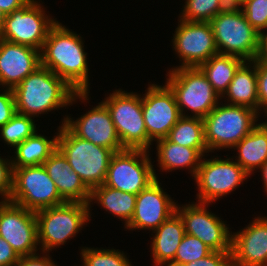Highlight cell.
<instances>
[{
  "instance_id": "cell-30",
  "label": "cell",
  "mask_w": 267,
  "mask_h": 266,
  "mask_svg": "<svg viewBox=\"0 0 267 266\" xmlns=\"http://www.w3.org/2000/svg\"><path fill=\"white\" fill-rule=\"evenodd\" d=\"M0 131L5 143L13 148L37 132L32 117L18 112L4 126L0 127Z\"/></svg>"
},
{
  "instance_id": "cell-22",
  "label": "cell",
  "mask_w": 267,
  "mask_h": 266,
  "mask_svg": "<svg viewBox=\"0 0 267 266\" xmlns=\"http://www.w3.org/2000/svg\"><path fill=\"white\" fill-rule=\"evenodd\" d=\"M151 252L153 263L163 266L172 263L184 235L185 229L181 217L175 212L169 219L164 221L153 231Z\"/></svg>"
},
{
  "instance_id": "cell-2",
  "label": "cell",
  "mask_w": 267,
  "mask_h": 266,
  "mask_svg": "<svg viewBox=\"0 0 267 266\" xmlns=\"http://www.w3.org/2000/svg\"><path fill=\"white\" fill-rule=\"evenodd\" d=\"M13 92L16 111L30 117L72 105L78 98L84 102L89 99V92H76L42 65L22 80Z\"/></svg>"
},
{
  "instance_id": "cell-40",
  "label": "cell",
  "mask_w": 267,
  "mask_h": 266,
  "mask_svg": "<svg viewBox=\"0 0 267 266\" xmlns=\"http://www.w3.org/2000/svg\"><path fill=\"white\" fill-rule=\"evenodd\" d=\"M33 254V255H26V256H20L18 263L15 266H57L55 263L51 260V258L46 254L42 257L39 255Z\"/></svg>"
},
{
  "instance_id": "cell-34",
  "label": "cell",
  "mask_w": 267,
  "mask_h": 266,
  "mask_svg": "<svg viewBox=\"0 0 267 266\" xmlns=\"http://www.w3.org/2000/svg\"><path fill=\"white\" fill-rule=\"evenodd\" d=\"M242 12L257 32L265 33L267 29V0H247L242 5Z\"/></svg>"
},
{
  "instance_id": "cell-32",
  "label": "cell",
  "mask_w": 267,
  "mask_h": 266,
  "mask_svg": "<svg viewBox=\"0 0 267 266\" xmlns=\"http://www.w3.org/2000/svg\"><path fill=\"white\" fill-rule=\"evenodd\" d=\"M212 251L199 238L185 233L172 263L187 265L208 256Z\"/></svg>"
},
{
  "instance_id": "cell-44",
  "label": "cell",
  "mask_w": 267,
  "mask_h": 266,
  "mask_svg": "<svg viewBox=\"0 0 267 266\" xmlns=\"http://www.w3.org/2000/svg\"><path fill=\"white\" fill-rule=\"evenodd\" d=\"M261 173H262V177H263V183H264V189L267 192V161L259 168Z\"/></svg>"
},
{
  "instance_id": "cell-10",
  "label": "cell",
  "mask_w": 267,
  "mask_h": 266,
  "mask_svg": "<svg viewBox=\"0 0 267 266\" xmlns=\"http://www.w3.org/2000/svg\"><path fill=\"white\" fill-rule=\"evenodd\" d=\"M9 201L33 212L65 203L43 165L13 169Z\"/></svg>"
},
{
  "instance_id": "cell-7",
  "label": "cell",
  "mask_w": 267,
  "mask_h": 266,
  "mask_svg": "<svg viewBox=\"0 0 267 266\" xmlns=\"http://www.w3.org/2000/svg\"><path fill=\"white\" fill-rule=\"evenodd\" d=\"M102 103L110 113L122 147L149 151L152 141L143 119L141 95L115 90Z\"/></svg>"
},
{
  "instance_id": "cell-46",
  "label": "cell",
  "mask_w": 267,
  "mask_h": 266,
  "mask_svg": "<svg viewBox=\"0 0 267 266\" xmlns=\"http://www.w3.org/2000/svg\"><path fill=\"white\" fill-rule=\"evenodd\" d=\"M166 266H186V265H180V264H174V263H168L165 264Z\"/></svg>"
},
{
  "instance_id": "cell-23",
  "label": "cell",
  "mask_w": 267,
  "mask_h": 266,
  "mask_svg": "<svg viewBox=\"0 0 267 266\" xmlns=\"http://www.w3.org/2000/svg\"><path fill=\"white\" fill-rule=\"evenodd\" d=\"M225 95L226 98L229 99H227L228 105L246 106L260 113L257 91L256 59L249 63L248 61H245L238 68L222 97L224 98Z\"/></svg>"
},
{
  "instance_id": "cell-18",
  "label": "cell",
  "mask_w": 267,
  "mask_h": 266,
  "mask_svg": "<svg viewBox=\"0 0 267 266\" xmlns=\"http://www.w3.org/2000/svg\"><path fill=\"white\" fill-rule=\"evenodd\" d=\"M158 179L137 194L135 211L125 226L129 230L157 229L175 212L177 204L164 192Z\"/></svg>"
},
{
  "instance_id": "cell-11",
  "label": "cell",
  "mask_w": 267,
  "mask_h": 266,
  "mask_svg": "<svg viewBox=\"0 0 267 266\" xmlns=\"http://www.w3.org/2000/svg\"><path fill=\"white\" fill-rule=\"evenodd\" d=\"M40 5L36 0H29L6 15L0 39L41 50L50 28L57 21L50 18Z\"/></svg>"
},
{
  "instance_id": "cell-5",
  "label": "cell",
  "mask_w": 267,
  "mask_h": 266,
  "mask_svg": "<svg viewBox=\"0 0 267 266\" xmlns=\"http://www.w3.org/2000/svg\"><path fill=\"white\" fill-rule=\"evenodd\" d=\"M90 208L89 203L65 202L35 212L38 242L43 253L72 239L90 221Z\"/></svg>"
},
{
  "instance_id": "cell-6",
  "label": "cell",
  "mask_w": 267,
  "mask_h": 266,
  "mask_svg": "<svg viewBox=\"0 0 267 266\" xmlns=\"http://www.w3.org/2000/svg\"><path fill=\"white\" fill-rule=\"evenodd\" d=\"M166 84L175 95L181 116L184 109L192 111L193 117H206L221 97L198 67H175L170 69ZM184 112V113H183Z\"/></svg>"
},
{
  "instance_id": "cell-28",
  "label": "cell",
  "mask_w": 267,
  "mask_h": 266,
  "mask_svg": "<svg viewBox=\"0 0 267 266\" xmlns=\"http://www.w3.org/2000/svg\"><path fill=\"white\" fill-rule=\"evenodd\" d=\"M245 61L233 55L217 54L212 56L198 68L222 98L231 83L235 72Z\"/></svg>"
},
{
  "instance_id": "cell-21",
  "label": "cell",
  "mask_w": 267,
  "mask_h": 266,
  "mask_svg": "<svg viewBox=\"0 0 267 266\" xmlns=\"http://www.w3.org/2000/svg\"><path fill=\"white\" fill-rule=\"evenodd\" d=\"M43 166L65 202L89 203L91 190L73 171L58 149L44 162Z\"/></svg>"
},
{
  "instance_id": "cell-16",
  "label": "cell",
  "mask_w": 267,
  "mask_h": 266,
  "mask_svg": "<svg viewBox=\"0 0 267 266\" xmlns=\"http://www.w3.org/2000/svg\"><path fill=\"white\" fill-rule=\"evenodd\" d=\"M142 97V114L148 138H166L181 117L175 95L170 87L150 84Z\"/></svg>"
},
{
  "instance_id": "cell-4",
  "label": "cell",
  "mask_w": 267,
  "mask_h": 266,
  "mask_svg": "<svg viewBox=\"0 0 267 266\" xmlns=\"http://www.w3.org/2000/svg\"><path fill=\"white\" fill-rule=\"evenodd\" d=\"M219 105L203 118L209 152L232 149L258 125L256 119L260 114L256 110L227 103Z\"/></svg>"
},
{
  "instance_id": "cell-19",
  "label": "cell",
  "mask_w": 267,
  "mask_h": 266,
  "mask_svg": "<svg viewBox=\"0 0 267 266\" xmlns=\"http://www.w3.org/2000/svg\"><path fill=\"white\" fill-rule=\"evenodd\" d=\"M231 240L232 266H267V217H255Z\"/></svg>"
},
{
  "instance_id": "cell-13",
  "label": "cell",
  "mask_w": 267,
  "mask_h": 266,
  "mask_svg": "<svg viewBox=\"0 0 267 266\" xmlns=\"http://www.w3.org/2000/svg\"><path fill=\"white\" fill-rule=\"evenodd\" d=\"M0 236L19 256L36 254L39 242L35 212L10 201L1 200Z\"/></svg>"
},
{
  "instance_id": "cell-47",
  "label": "cell",
  "mask_w": 267,
  "mask_h": 266,
  "mask_svg": "<svg viewBox=\"0 0 267 266\" xmlns=\"http://www.w3.org/2000/svg\"><path fill=\"white\" fill-rule=\"evenodd\" d=\"M263 112H265V114L267 116V109L265 111H263ZM263 124L267 126V121L266 122H263Z\"/></svg>"
},
{
  "instance_id": "cell-20",
  "label": "cell",
  "mask_w": 267,
  "mask_h": 266,
  "mask_svg": "<svg viewBox=\"0 0 267 266\" xmlns=\"http://www.w3.org/2000/svg\"><path fill=\"white\" fill-rule=\"evenodd\" d=\"M40 66V50L0 39V86L14 89Z\"/></svg>"
},
{
  "instance_id": "cell-38",
  "label": "cell",
  "mask_w": 267,
  "mask_h": 266,
  "mask_svg": "<svg viewBox=\"0 0 267 266\" xmlns=\"http://www.w3.org/2000/svg\"><path fill=\"white\" fill-rule=\"evenodd\" d=\"M186 266H232L231 252L212 251L208 256Z\"/></svg>"
},
{
  "instance_id": "cell-45",
  "label": "cell",
  "mask_w": 267,
  "mask_h": 266,
  "mask_svg": "<svg viewBox=\"0 0 267 266\" xmlns=\"http://www.w3.org/2000/svg\"><path fill=\"white\" fill-rule=\"evenodd\" d=\"M5 17H6V14L0 9V33L4 26Z\"/></svg>"
},
{
  "instance_id": "cell-35",
  "label": "cell",
  "mask_w": 267,
  "mask_h": 266,
  "mask_svg": "<svg viewBox=\"0 0 267 266\" xmlns=\"http://www.w3.org/2000/svg\"><path fill=\"white\" fill-rule=\"evenodd\" d=\"M9 159L0 156V195L3 201H9L13 188V166Z\"/></svg>"
},
{
  "instance_id": "cell-26",
  "label": "cell",
  "mask_w": 267,
  "mask_h": 266,
  "mask_svg": "<svg viewBox=\"0 0 267 266\" xmlns=\"http://www.w3.org/2000/svg\"><path fill=\"white\" fill-rule=\"evenodd\" d=\"M58 133L53 139L34 133L15 147V157L12 162L13 169L24 166H39L56 151Z\"/></svg>"
},
{
  "instance_id": "cell-29",
  "label": "cell",
  "mask_w": 267,
  "mask_h": 266,
  "mask_svg": "<svg viewBox=\"0 0 267 266\" xmlns=\"http://www.w3.org/2000/svg\"><path fill=\"white\" fill-rule=\"evenodd\" d=\"M170 142L208 153L203 118L181 116L166 137Z\"/></svg>"
},
{
  "instance_id": "cell-33",
  "label": "cell",
  "mask_w": 267,
  "mask_h": 266,
  "mask_svg": "<svg viewBox=\"0 0 267 266\" xmlns=\"http://www.w3.org/2000/svg\"><path fill=\"white\" fill-rule=\"evenodd\" d=\"M181 11V20L190 22H209L219 14V0H186Z\"/></svg>"
},
{
  "instance_id": "cell-37",
  "label": "cell",
  "mask_w": 267,
  "mask_h": 266,
  "mask_svg": "<svg viewBox=\"0 0 267 266\" xmlns=\"http://www.w3.org/2000/svg\"><path fill=\"white\" fill-rule=\"evenodd\" d=\"M16 113L13 89L7 88L0 93V127L4 126Z\"/></svg>"
},
{
  "instance_id": "cell-3",
  "label": "cell",
  "mask_w": 267,
  "mask_h": 266,
  "mask_svg": "<svg viewBox=\"0 0 267 266\" xmlns=\"http://www.w3.org/2000/svg\"><path fill=\"white\" fill-rule=\"evenodd\" d=\"M58 129L57 149L92 190L104 184L109 163L114 152L75 136L64 124Z\"/></svg>"
},
{
  "instance_id": "cell-39",
  "label": "cell",
  "mask_w": 267,
  "mask_h": 266,
  "mask_svg": "<svg viewBox=\"0 0 267 266\" xmlns=\"http://www.w3.org/2000/svg\"><path fill=\"white\" fill-rule=\"evenodd\" d=\"M19 258V254L0 236V266H15Z\"/></svg>"
},
{
  "instance_id": "cell-24",
  "label": "cell",
  "mask_w": 267,
  "mask_h": 266,
  "mask_svg": "<svg viewBox=\"0 0 267 266\" xmlns=\"http://www.w3.org/2000/svg\"><path fill=\"white\" fill-rule=\"evenodd\" d=\"M158 164L162 171H172L181 168H190L192 177L200 166L203 155L196 148H189L170 142L167 138L156 140Z\"/></svg>"
},
{
  "instance_id": "cell-14",
  "label": "cell",
  "mask_w": 267,
  "mask_h": 266,
  "mask_svg": "<svg viewBox=\"0 0 267 266\" xmlns=\"http://www.w3.org/2000/svg\"><path fill=\"white\" fill-rule=\"evenodd\" d=\"M209 204H185L176 206V213L181 217L185 233L199 238L213 251L231 252L232 232L217 215L209 212Z\"/></svg>"
},
{
  "instance_id": "cell-12",
  "label": "cell",
  "mask_w": 267,
  "mask_h": 266,
  "mask_svg": "<svg viewBox=\"0 0 267 266\" xmlns=\"http://www.w3.org/2000/svg\"><path fill=\"white\" fill-rule=\"evenodd\" d=\"M218 157L201 160L194 176L197 183L198 201L211 204L214 200L231 193L250 175L235 161Z\"/></svg>"
},
{
  "instance_id": "cell-15",
  "label": "cell",
  "mask_w": 267,
  "mask_h": 266,
  "mask_svg": "<svg viewBox=\"0 0 267 266\" xmlns=\"http://www.w3.org/2000/svg\"><path fill=\"white\" fill-rule=\"evenodd\" d=\"M172 39L173 48L182 64L178 67H199L219 54L209 22L178 20Z\"/></svg>"
},
{
  "instance_id": "cell-17",
  "label": "cell",
  "mask_w": 267,
  "mask_h": 266,
  "mask_svg": "<svg viewBox=\"0 0 267 266\" xmlns=\"http://www.w3.org/2000/svg\"><path fill=\"white\" fill-rule=\"evenodd\" d=\"M63 121L62 124L78 138L111 149L114 153L124 150L110 113L102 102L75 121L69 116Z\"/></svg>"
},
{
  "instance_id": "cell-36",
  "label": "cell",
  "mask_w": 267,
  "mask_h": 266,
  "mask_svg": "<svg viewBox=\"0 0 267 266\" xmlns=\"http://www.w3.org/2000/svg\"><path fill=\"white\" fill-rule=\"evenodd\" d=\"M257 91L259 110L267 109V62L256 58Z\"/></svg>"
},
{
  "instance_id": "cell-25",
  "label": "cell",
  "mask_w": 267,
  "mask_h": 266,
  "mask_svg": "<svg viewBox=\"0 0 267 266\" xmlns=\"http://www.w3.org/2000/svg\"><path fill=\"white\" fill-rule=\"evenodd\" d=\"M233 148L239 153L236 162L251 175L267 161V126L258 124Z\"/></svg>"
},
{
  "instance_id": "cell-43",
  "label": "cell",
  "mask_w": 267,
  "mask_h": 266,
  "mask_svg": "<svg viewBox=\"0 0 267 266\" xmlns=\"http://www.w3.org/2000/svg\"><path fill=\"white\" fill-rule=\"evenodd\" d=\"M257 58L260 61L267 62V33L260 35V49Z\"/></svg>"
},
{
  "instance_id": "cell-8",
  "label": "cell",
  "mask_w": 267,
  "mask_h": 266,
  "mask_svg": "<svg viewBox=\"0 0 267 266\" xmlns=\"http://www.w3.org/2000/svg\"><path fill=\"white\" fill-rule=\"evenodd\" d=\"M219 54L254 61L260 49V33L246 20L242 11L219 13L209 21Z\"/></svg>"
},
{
  "instance_id": "cell-41",
  "label": "cell",
  "mask_w": 267,
  "mask_h": 266,
  "mask_svg": "<svg viewBox=\"0 0 267 266\" xmlns=\"http://www.w3.org/2000/svg\"><path fill=\"white\" fill-rule=\"evenodd\" d=\"M243 3L240 0H219V13H237L242 11Z\"/></svg>"
},
{
  "instance_id": "cell-9",
  "label": "cell",
  "mask_w": 267,
  "mask_h": 266,
  "mask_svg": "<svg viewBox=\"0 0 267 266\" xmlns=\"http://www.w3.org/2000/svg\"><path fill=\"white\" fill-rule=\"evenodd\" d=\"M149 151L124 149L111 157L105 186L127 193L139 194L158 179Z\"/></svg>"
},
{
  "instance_id": "cell-31",
  "label": "cell",
  "mask_w": 267,
  "mask_h": 266,
  "mask_svg": "<svg viewBox=\"0 0 267 266\" xmlns=\"http://www.w3.org/2000/svg\"><path fill=\"white\" fill-rule=\"evenodd\" d=\"M84 266H132L126 255L115 249L83 248L80 253Z\"/></svg>"
},
{
  "instance_id": "cell-1",
  "label": "cell",
  "mask_w": 267,
  "mask_h": 266,
  "mask_svg": "<svg viewBox=\"0 0 267 266\" xmlns=\"http://www.w3.org/2000/svg\"><path fill=\"white\" fill-rule=\"evenodd\" d=\"M82 37L58 21L50 28L40 50L41 65L63 79L76 92L89 91L87 53Z\"/></svg>"
},
{
  "instance_id": "cell-42",
  "label": "cell",
  "mask_w": 267,
  "mask_h": 266,
  "mask_svg": "<svg viewBox=\"0 0 267 266\" xmlns=\"http://www.w3.org/2000/svg\"><path fill=\"white\" fill-rule=\"evenodd\" d=\"M29 0H0V9L6 14H10L14 10L21 8Z\"/></svg>"
},
{
  "instance_id": "cell-27",
  "label": "cell",
  "mask_w": 267,
  "mask_h": 266,
  "mask_svg": "<svg viewBox=\"0 0 267 266\" xmlns=\"http://www.w3.org/2000/svg\"><path fill=\"white\" fill-rule=\"evenodd\" d=\"M137 195L105 186H97L91 190L89 205L94 200L106 211L123 219L126 226L133 217Z\"/></svg>"
}]
</instances>
